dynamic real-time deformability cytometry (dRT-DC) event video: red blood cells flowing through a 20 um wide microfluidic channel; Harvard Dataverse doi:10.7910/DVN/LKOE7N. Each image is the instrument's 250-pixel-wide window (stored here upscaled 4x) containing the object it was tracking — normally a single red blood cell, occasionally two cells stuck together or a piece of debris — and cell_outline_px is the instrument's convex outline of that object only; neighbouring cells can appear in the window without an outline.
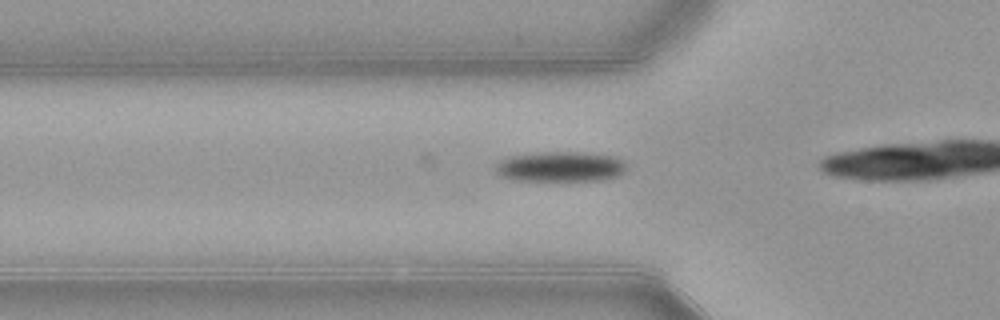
{"species": "common noctule bat (a hibernating species)", "species_latin": "Nyctalus noctula", "temperature_condition": "warm", "stored_images_in_passage": 27, "camera_frame_rate_fps": 3000, "um_per_image_px": 0.085, "animal": {"sex": "female", "body_mass_g": 21.9}, "frame": {"image": 1, "passage_image": 3, "time_ms": 0.667, "image_size_px": [1000, 320], "cell_outline_px": [[624, 172], [616, 176], [600, 180], [516, 180], [504, 176], [496, 172], [496, 164], [512, 156], [544, 152], [576, 152], [616, 156], [624, 160]], "centroid_in_image_um": [47.68, 14.16], "position_along_channel_um": 78.1, "area_um2": 22.48}}
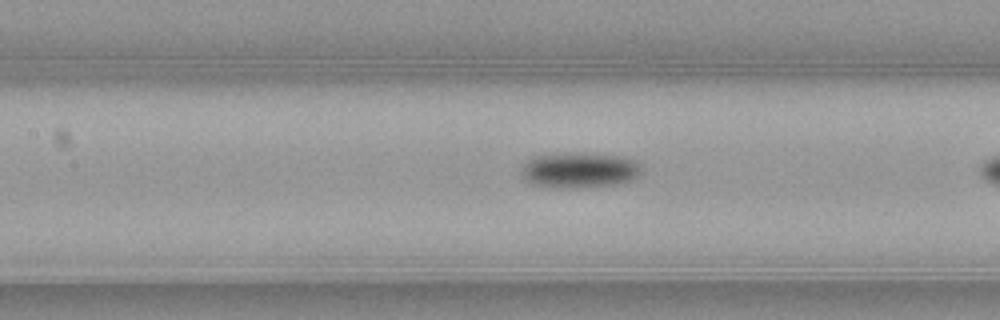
{"frame": {"image": 2, "passage_image": 9, "time_ms": 2.667, "image_size_px": [1000, 320], "cell_outline_px": [[644, 168], [632, 180], [620, 184], [580, 188], [572, 188], [528, 184], [524, 180], [520, 172], [520, 168], [532, 156], [568, 152], [584, 152], [624, 156], [636, 160], [644, 164]], "centroid_in_image_um": [49.28, 14.44], "position_along_channel_um": 158.1, "area_um2": 25.72}}
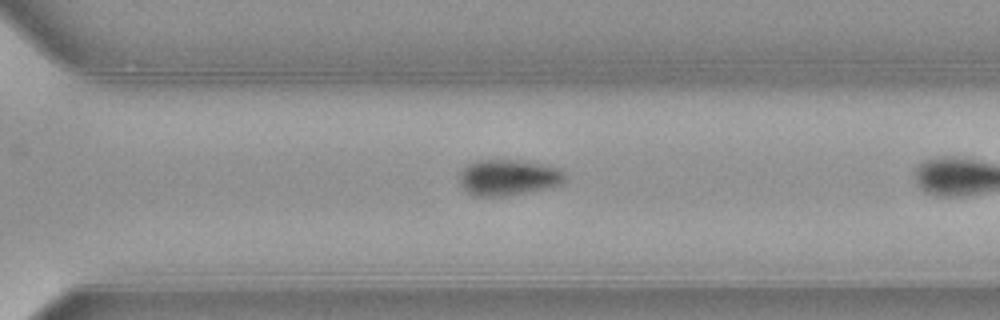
{"frame": {"image": 3, "passage_image": 22, "time_ms": 7.0, "image_size_px": [1000, 320], "cell_outline_px": [[568, 176], [560, 184], [552, 188], [504, 196], [472, 196], [460, 184], [460, 172], [472, 160], [520, 160], [544, 164], [560, 168]], "centroid_in_image_um": [43.24, 15.08], "position_along_channel_um": 327.4, "area_um2": 22.43}}